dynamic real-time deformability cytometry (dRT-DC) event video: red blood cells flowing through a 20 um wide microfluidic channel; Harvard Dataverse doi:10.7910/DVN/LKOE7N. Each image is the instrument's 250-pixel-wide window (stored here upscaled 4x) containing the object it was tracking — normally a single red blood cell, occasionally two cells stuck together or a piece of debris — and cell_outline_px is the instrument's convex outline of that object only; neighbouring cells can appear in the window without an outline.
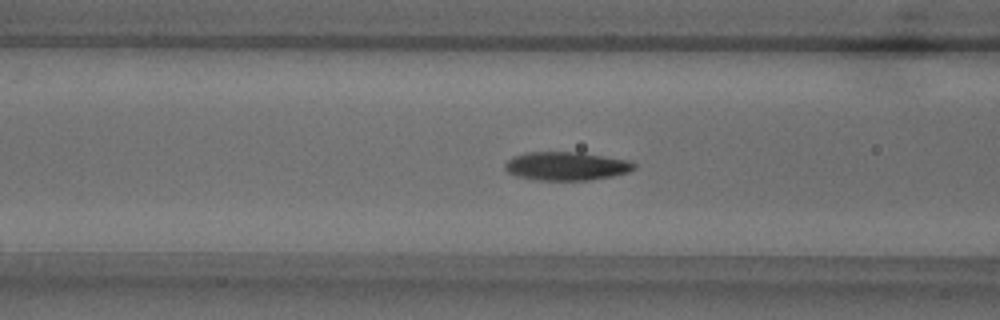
{"species": "common noctule bat (a hibernating species)", "species_latin": "Nyctalus noctula", "temperature_condition": "warm", "stored_images_in_passage": 38, "camera_frame_rate_fps": 3000, "um_per_image_px": 0.085, "animal": {"sex": "male", "body_mass_g": 18.8}, "frame": {"image": 1, "passage_image": 6, "time_ms": 1.667, "image_size_px": [1000, 320], "cell_outline_px": [[636, 168], [628, 172], [612, 176], [588, 180], [536, 180], [516, 176], [508, 172], [504, 168], [504, 164], [512, 156], [528, 152], [584, 152], [632, 160], [636, 164]], "centroid_in_image_um": [48.17, 14.1], "position_along_channel_um": 118.4, "area_um2": 21.79}}
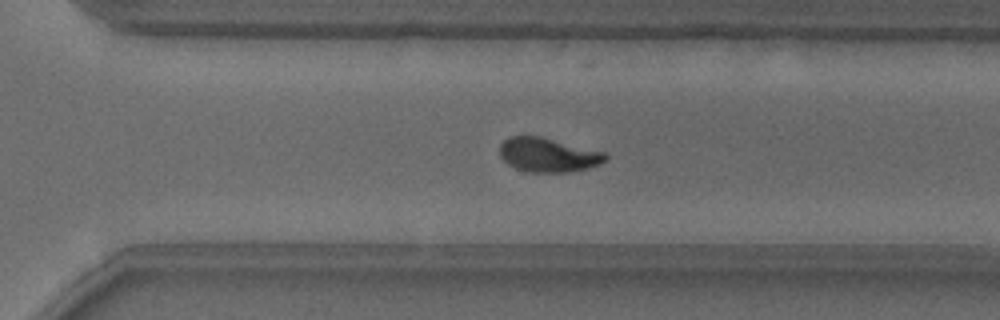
{"frame": {"image": 2, "passage_image": 22, "time_ms": 7.0, "image_size_px": [1000, 320], "cell_outline_px": [[608, 156], [600, 164], [588, 168], [568, 172], [528, 172], [516, 168], [508, 164], [500, 156], [500, 144], [508, 136], [540, 136], [604, 152]], "centroid_in_image_um": [46.56, 13.16], "position_along_channel_um": 324.0, "area_um2": 20.92}}
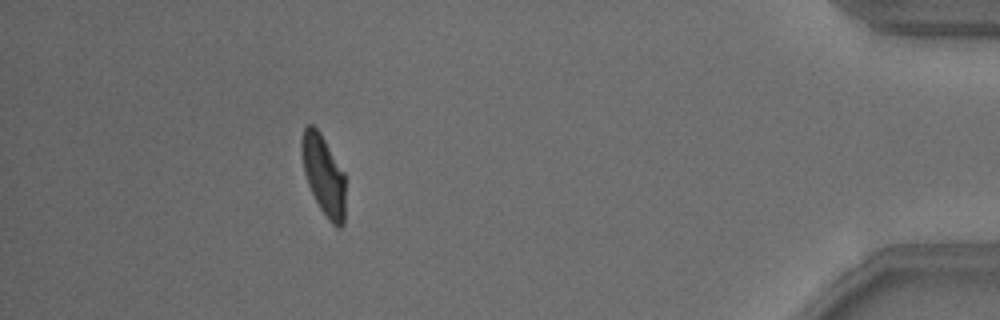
{"frame": {"image": 3, "passage_image": 33, "time_ms": 10.667, "image_size_px": [1000, 320], "cell_outline_px": [[344, 224], [340, 228], [336, 228], [328, 220], [320, 208], [308, 184], [304, 172], [300, 148], [300, 140], [304, 128], [308, 124], [312, 124], [320, 132], [344, 172]], "centroid_in_image_um": [27.49, 14.87], "position_along_channel_um": 407.7, "area_um2": 20.35}, "authors_computed_cell_mechanics": {"area_um2": 21.4149, "velocity_mm_per_s": 3.8607, "shape_relaxation_time_tau1_ms": 2.4287, "shape_relaxation_time_tau2_ms": 1.2068, "deformation_change_tau1": 0.1683, "deformation_change_tau2": 0.0667}}